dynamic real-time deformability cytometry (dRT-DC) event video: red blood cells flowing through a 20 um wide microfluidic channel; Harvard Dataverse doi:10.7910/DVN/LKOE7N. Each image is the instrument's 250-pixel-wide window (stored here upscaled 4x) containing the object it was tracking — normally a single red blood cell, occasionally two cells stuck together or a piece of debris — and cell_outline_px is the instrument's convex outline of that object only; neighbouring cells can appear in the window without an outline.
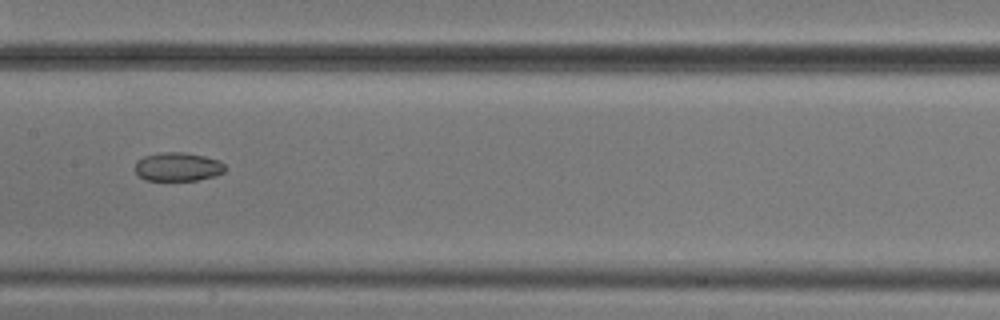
{"species": "common noctule bat (a hibernating species)", "species_latin": "Nyctalus noctula", "temperature_condition": "cold", "stored_images_in_passage": 14, "camera_frame_rate_fps": 3000, "um_per_image_px": 0.085, "animal": {"sex": "male", "body_mass_g": 20.5, "forearm_length_mm": 52.5}, "frame": {"image": 1, "passage_image": 7, "time_ms": 8.0, "image_size_px": [1000, 320], "cell_outline_px": [[228, 168], [224, 172], [216, 176], [196, 180], [144, 180], [132, 168], [136, 160], [144, 156], [160, 152], [184, 152], [204, 156], [216, 160], [224, 164]], "centroid_in_image_um": [15.08, 14.17], "position_along_channel_um": 192.3, "area_um2": 15.26}}
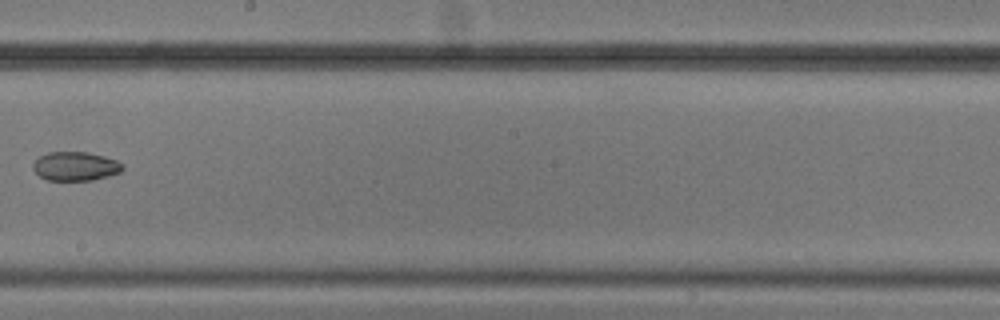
{"frame": {"image": 2, "passage_image": 8, "time_ms": 9.333, "image_size_px": [1000, 320], "cell_outline_px": [[124, 168], [120, 172], [108, 176], [92, 180], [48, 180], [40, 176], [32, 168], [32, 164], [40, 156], [48, 152], [88, 152], [104, 156], [116, 160], [124, 164]], "centroid_in_image_um": [6.43, 14.12], "position_along_channel_um": 241.8, "area_um2": 15.09}}